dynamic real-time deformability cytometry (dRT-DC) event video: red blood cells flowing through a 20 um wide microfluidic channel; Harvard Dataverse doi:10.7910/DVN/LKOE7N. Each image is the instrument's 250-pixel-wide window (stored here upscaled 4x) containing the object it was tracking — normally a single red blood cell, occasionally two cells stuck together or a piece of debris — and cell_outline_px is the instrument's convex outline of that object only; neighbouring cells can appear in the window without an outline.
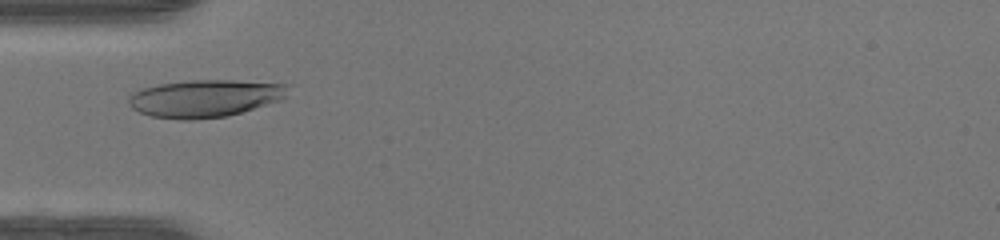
{"species": "human", "species_latin": "Homo sapiens", "temperature_condition": "warm", "stored_images_in_passage": 32, "camera_frame_rate_fps": 3000, "um_per_image_px": 0.085, "donor": {"sex": "female"}, "frame": {"image": 1, "passage_image": 8, "time_ms": 2.333, "image_size_px": [1000, 240], "cell_outline_px": [[292, 84], [288, 96], [280, 100], [228, 116], [192, 120], [180, 120], [152, 116], [140, 112], [132, 108], [128, 104], [128, 96], [132, 92], [140, 88], [160, 84], [192, 80], [232, 80]], "centroid_in_image_um": [17.44, 8.35], "position_along_channel_um": 67.6, "area_um2": 35.14}}
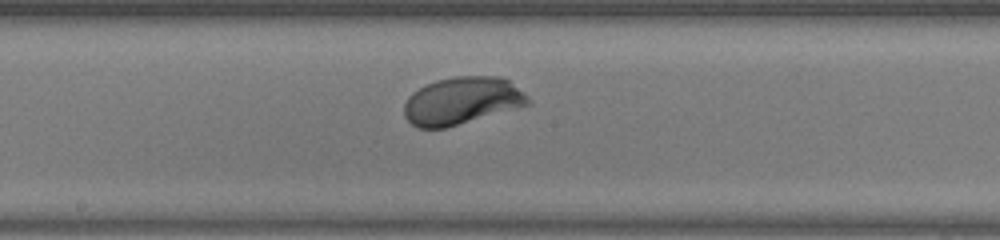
{"frame": {"image": 2, "passage_image": 18, "time_ms": 5.667, "image_size_px": [1000, 240], "cell_outline_px": [[532, 104], [444, 128], [420, 128], [412, 124], [404, 116], [404, 104], [408, 96], [412, 92], [436, 80], [456, 76], [500, 76], [508, 80], [524, 92], [532, 100]], "centroid_in_image_um": [39.28, 8.56], "position_along_channel_um": 208.9, "area_um2": 34.22}}
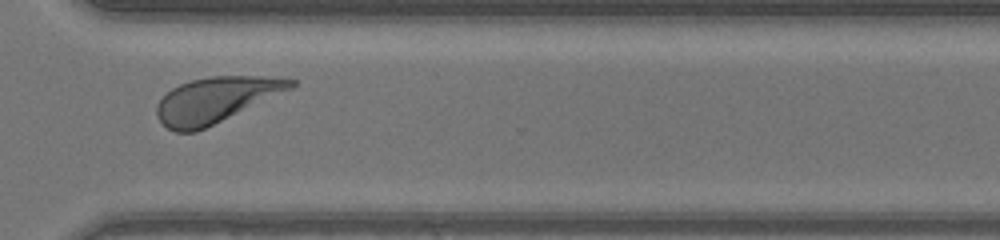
{"frame": {"image": 3, "passage_image": 28, "time_ms": 9.0, "image_size_px": [1000, 240], "cell_outline_px": [[296, 84], [292, 88], [196, 132], [176, 132], [168, 128], [156, 116], [156, 104], [172, 88], [180, 84], [192, 80], [212, 76], [260, 76], [296, 80]], "centroid_in_image_um": [18.3, 8.49], "position_along_channel_um": 352.3, "area_um2": 34.85}, "authors_computed_cell_mechanics": {"area_um2": 34.3043, "velocity_mm_per_s": 4.2805, "shape_relaxation_time_tau1_ms": 1.4769, "shape_relaxation_time_tau2_ms": null, "deformation_change_tau1": 0.1383, "deformation_change_tau2": null}}